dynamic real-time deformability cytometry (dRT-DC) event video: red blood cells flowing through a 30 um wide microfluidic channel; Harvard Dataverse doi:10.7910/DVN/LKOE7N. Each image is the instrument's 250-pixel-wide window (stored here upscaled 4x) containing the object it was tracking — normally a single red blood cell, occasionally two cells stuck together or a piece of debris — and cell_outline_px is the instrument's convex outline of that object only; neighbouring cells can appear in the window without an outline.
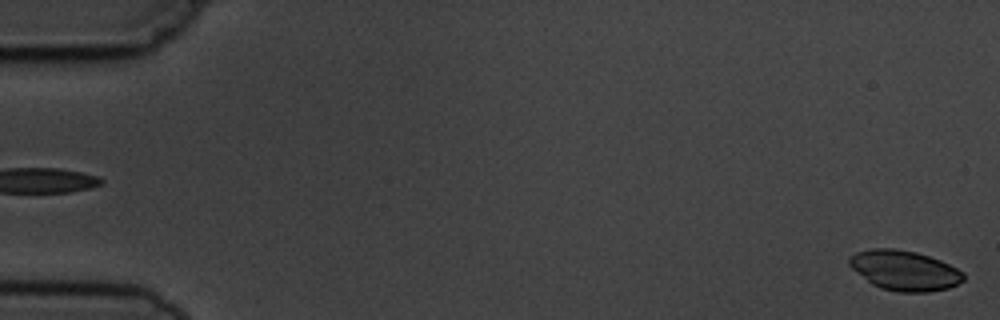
{"species": "common noctule bat (a hibernating species)", "species_latin": "Nyctalus noctula", "temperature_condition": "cold", "stored_images_in_passage": 6, "camera_frame_rate_fps": 3000, "um_per_image_px": 0.085, "animal": {"sex": "male", "body_mass_g": 19.5, "forearm_length_mm": 54.6}, "frame": {"image": 1, "passage_image": 6, "time_ms": 5.667, "image_size_px": [1000, 320], "cell_outline_px": [[964, 280], [948, 288], [928, 292], [900, 292], [880, 288], [872, 284], [852, 268], [848, 264], [848, 256], [856, 252], [872, 248], [892, 248], [916, 252], [940, 260], [964, 272]], "centroid_in_image_um": [76.86, 22.98], "position_along_channel_um": 8.1, "area_um2": 26.53}}